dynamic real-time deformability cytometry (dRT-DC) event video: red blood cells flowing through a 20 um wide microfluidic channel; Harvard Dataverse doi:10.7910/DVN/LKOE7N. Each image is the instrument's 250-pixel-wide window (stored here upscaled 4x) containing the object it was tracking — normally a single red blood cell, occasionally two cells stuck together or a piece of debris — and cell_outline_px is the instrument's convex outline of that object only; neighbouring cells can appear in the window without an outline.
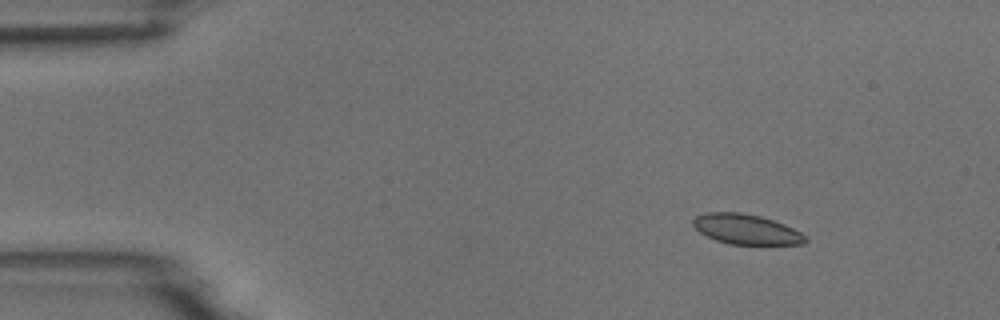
{"species": "common noctule bat (a hibernating species)", "species_latin": "Nyctalus noctula", "temperature_condition": "room temperature", "stored_images_in_passage": 8, "camera_frame_rate_fps": 3000, "um_per_image_px": 0.085, "animal": {"sex": "male", "body_mass_g": 18.8}, "frame": {"image": 1, "passage_image": 2, "time_ms": 1.333, "image_size_px": [1000, 320], "cell_outline_px": [[808, 240], [804, 244], [728, 244], [716, 240], [700, 232], [692, 224], [692, 220], [696, 216], [708, 212], [740, 212], [760, 216], [784, 224], [808, 236]], "centroid_in_image_um": [63.44, 19.49], "position_along_channel_um": 21.6, "area_um2": 19.59}}
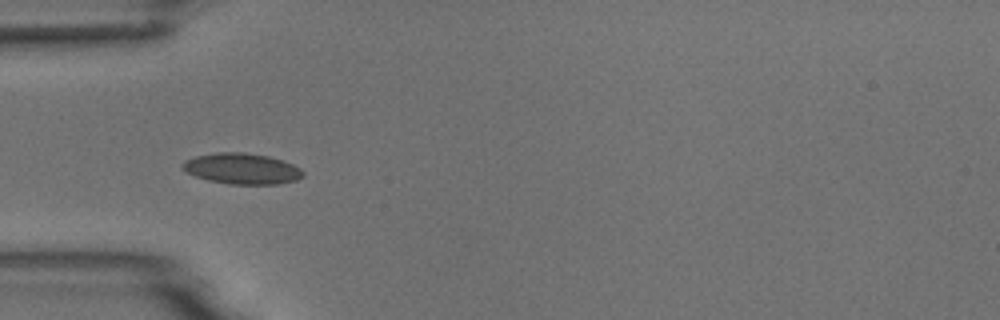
{"frame": {"image": 2, "passage_image": 5, "time_ms": 4.667, "image_size_px": [1000, 320], "cell_outline_px": [[304, 176], [296, 180], [280, 184], [228, 184], [208, 180], [196, 176], [180, 168], [180, 164], [184, 160], [196, 156], [216, 152], [244, 152], [268, 156], [284, 160], [300, 168], [304, 172]], "centroid_in_image_um": [20.56, 14.33], "position_along_channel_um": 64.4, "area_um2": 21.85}}
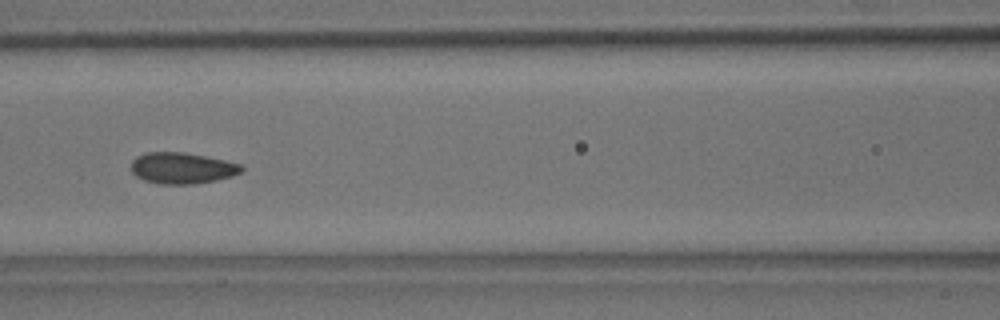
{"frame": {"image": 3, "passage_image": 7, "time_ms": 7.0, "image_size_px": [1000, 320], "cell_outline_px": [[244, 168], [240, 172], [232, 176], [216, 180], [192, 184], [160, 184], [144, 180], [136, 176], [132, 172], [132, 160], [136, 156], [144, 152], [184, 152], [224, 160], [240, 164]], "centroid_in_image_um": [15.45, 14.28], "position_along_channel_um": 151.2, "area_um2": 20.0}}